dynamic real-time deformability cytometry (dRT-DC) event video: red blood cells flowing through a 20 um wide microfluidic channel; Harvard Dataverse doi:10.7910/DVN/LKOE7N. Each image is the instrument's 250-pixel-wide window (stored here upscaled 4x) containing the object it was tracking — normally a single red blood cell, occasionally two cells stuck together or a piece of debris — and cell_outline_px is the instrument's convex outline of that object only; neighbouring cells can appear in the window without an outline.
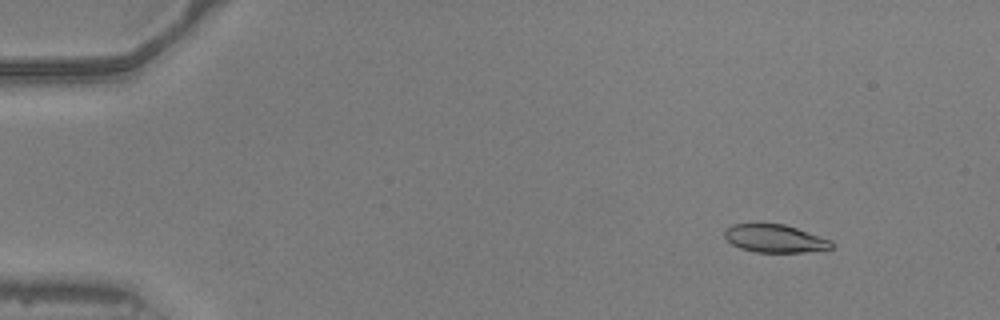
{"species": "common noctule bat (a hibernating species)", "species_latin": "Nyctalus noctula", "temperature_condition": "warm", "stored_images_in_passage": 44, "camera_frame_rate_fps": 3000, "um_per_image_px": 0.085, "animal": {"sex": "male", "body_mass_g": 20.5, "forearm_length_mm": 52.5}, "frame": {"image": 1, "passage_image": 7, "time_ms": 2.0, "image_size_px": [1000, 320], "cell_outline_px": [[832, 248], [804, 252], [756, 252], [740, 248], [732, 244], [724, 236], [724, 228], [732, 224], [784, 224], [832, 240]], "centroid_in_image_um": [65.83, 20.27], "position_along_channel_um": 19.2, "area_um2": 17.28}}
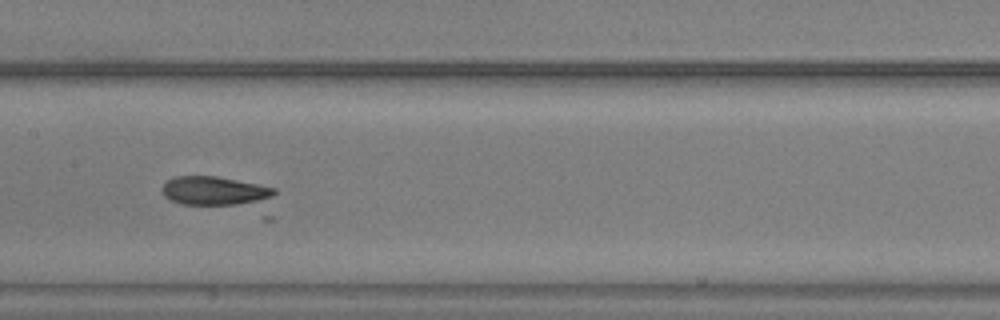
{"frame": {"image": 2, "passage_image": 28, "time_ms": 9.0, "image_size_px": [1000, 320], "cell_outline_px": [[276, 192], [272, 196], [264, 200], [236, 204], [180, 204], [164, 196], [160, 188], [168, 180], [176, 176], [216, 176], [260, 184], [276, 188]], "centroid_in_image_um": [18.21, 16.2], "position_along_channel_um": 189.2, "area_um2": 18.61}}
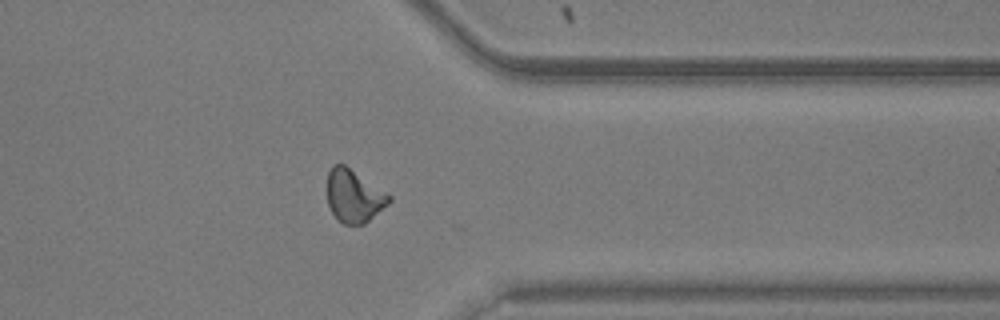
{"frame": {"image": 3, "passage_image": 43, "time_ms": 14.0, "image_size_px": [1000, 320], "cell_outline_px": [[392, 200], [388, 204], [364, 224], [344, 224], [332, 212], [328, 204], [328, 172], [332, 164], [344, 164], [388, 192], [392, 196]], "centroid_in_image_um": [30.11, 16.63], "position_along_channel_um": 381.3, "area_um2": 18.96}}